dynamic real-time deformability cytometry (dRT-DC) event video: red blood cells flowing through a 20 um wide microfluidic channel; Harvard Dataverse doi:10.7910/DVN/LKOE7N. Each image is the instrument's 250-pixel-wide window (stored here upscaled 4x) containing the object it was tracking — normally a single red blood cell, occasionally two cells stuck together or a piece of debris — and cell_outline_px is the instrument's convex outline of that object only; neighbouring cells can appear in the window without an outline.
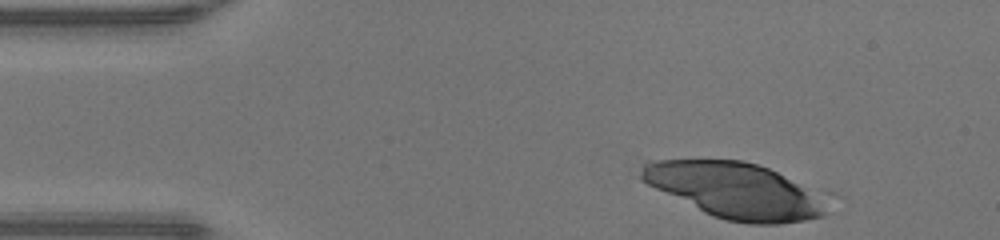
{"species": "human", "species_latin": "Homo sapiens", "temperature_condition": "warm", "stored_images_in_passage": 16, "camera_frame_rate_fps": 3000, "um_per_image_px": 0.085, "donor": {"sex": "male"}, "frame": {"image": 1, "passage_image": 1, "time_ms": 0.0, "image_size_px": [1000, 240], "cell_outline_px": [[824, 216], [804, 220], [780, 224], [748, 224], [728, 220], [712, 216], [640, 180], [640, 164], [648, 160], [744, 160], [768, 168], [776, 172], [796, 184], [824, 212]], "centroid_in_image_um": [62.21, 16.17], "position_along_channel_um": 22.8, "area_um2": 57.68}}